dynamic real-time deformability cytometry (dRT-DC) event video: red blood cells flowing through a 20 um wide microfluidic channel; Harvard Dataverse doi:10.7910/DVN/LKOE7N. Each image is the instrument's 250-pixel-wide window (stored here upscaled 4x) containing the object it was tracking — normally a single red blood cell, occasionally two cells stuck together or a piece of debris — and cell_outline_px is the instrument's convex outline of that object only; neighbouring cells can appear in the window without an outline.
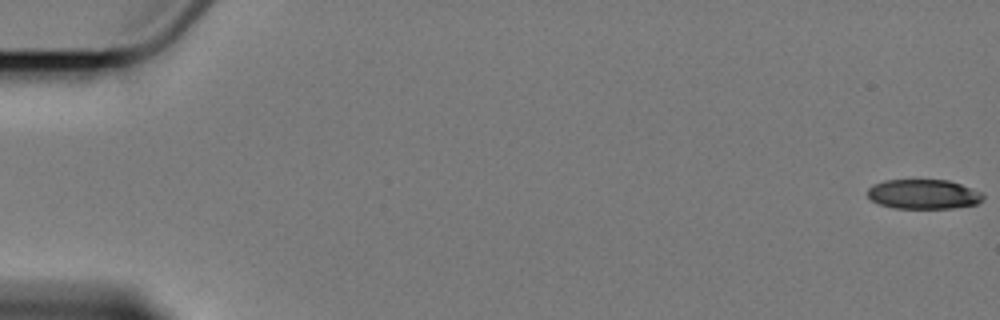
{"species": "Egyptian fruit bat (a non-hibernating species)", "species_latin": "Rousettus aegyptiacus", "temperature_condition": "cold", "stored_images_in_passage": 6, "camera_frame_rate_fps": 3000, "um_per_image_px": 0.085, "animal": {"sex": "female"}, "frame": {"image": 1, "passage_image": 6, "time_ms": 7.0, "image_size_px": [1000, 320], "cell_outline_px": [[984, 200], [976, 204], [952, 208], [896, 208], [880, 204], [872, 200], [868, 196], [868, 188], [872, 184], [884, 180], [948, 180], [984, 192]], "centroid_in_image_um": [78.52, 16.5], "position_along_channel_um": 6.5, "area_um2": 20.0}}